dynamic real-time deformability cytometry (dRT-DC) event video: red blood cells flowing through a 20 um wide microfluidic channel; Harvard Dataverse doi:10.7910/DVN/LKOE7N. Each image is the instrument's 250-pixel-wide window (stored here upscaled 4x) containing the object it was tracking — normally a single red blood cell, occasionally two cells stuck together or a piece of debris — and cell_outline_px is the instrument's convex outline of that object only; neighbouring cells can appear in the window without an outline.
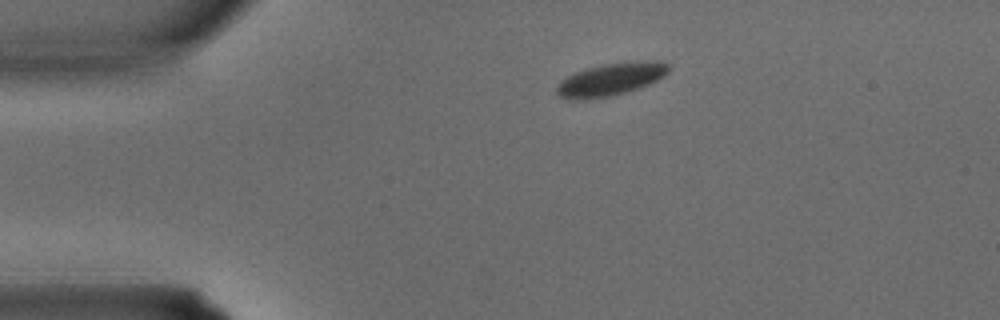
{"species": "common noctule bat (a hibernating species)", "species_latin": "Nyctalus noctula", "temperature_condition": "warm", "stored_images_in_passage": 2, "camera_frame_rate_fps": 3000, "um_per_image_px": 0.085, "animal": {"sex": "male", "body_mass_g": 15.6}, "frame": {"image": 1, "passage_image": 1, "time_ms": 0.0, "image_size_px": [1000, 320], "cell_outline_px": [[672, 68], [664, 76], [648, 84], [628, 92], [612, 96], [580, 100], [572, 100], [560, 96], [556, 92], [556, 88], [560, 80], [576, 72], [588, 68], [604, 64], [652, 60], [660, 60], [668, 64]], "centroid_in_image_um": [51.94, 6.75], "position_along_channel_um": 33.1, "area_um2": 21.27}}